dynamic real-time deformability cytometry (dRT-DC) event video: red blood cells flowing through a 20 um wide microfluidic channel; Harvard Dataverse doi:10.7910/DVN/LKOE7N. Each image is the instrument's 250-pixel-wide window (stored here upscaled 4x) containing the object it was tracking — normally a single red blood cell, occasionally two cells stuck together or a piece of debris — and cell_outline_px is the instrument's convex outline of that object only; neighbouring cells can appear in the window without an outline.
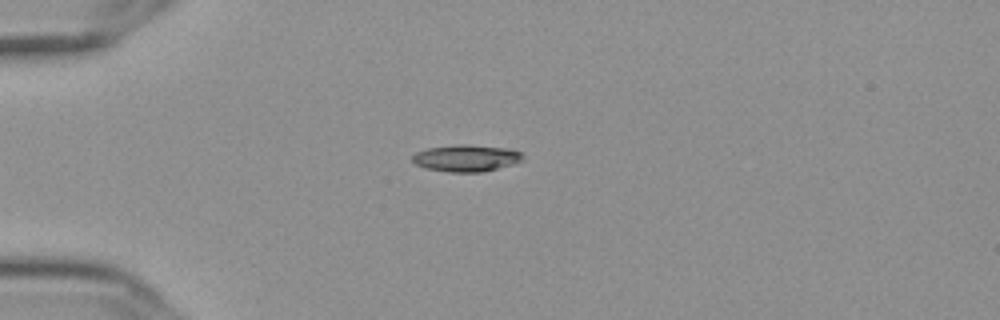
{"species": "Egyptian fruit bat (a non-hibernating species)", "species_latin": "Rousettus aegyptiacus", "temperature_condition": "cold", "stored_images_in_passage": 42, "camera_frame_rate_fps": 3000, "um_per_image_px": 0.085, "frame": {"image": 1, "passage_image": 1, "time_ms": 0.0, "image_size_px": [1000, 320], "cell_outline_px": [[524, 156], [520, 160], [512, 164], [480, 172], [448, 172], [428, 168], [416, 164], [412, 160], [412, 156], [416, 152], [428, 148], [456, 144], [468, 144], [508, 148], [520, 152]], "centroid_in_image_um": [39.61, 13.42], "position_along_channel_um": 45.4, "area_um2": 17.05}}
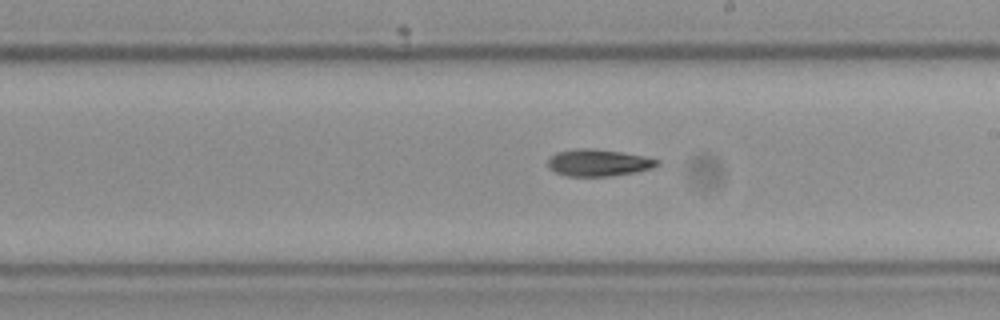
{"frame": {"image": 2, "passage_image": 19, "time_ms": 6.0, "image_size_px": [1000, 320], "cell_outline_px": [[660, 164], [652, 168], [632, 172], [608, 176], [568, 176], [556, 172], [548, 164], [548, 160], [556, 152], [580, 148], [592, 148], [620, 152], [644, 156], [660, 160]], "centroid_in_image_um": [50.88, 13.82], "position_along_channel_um": 238.1, "area_um2": 16.82}}
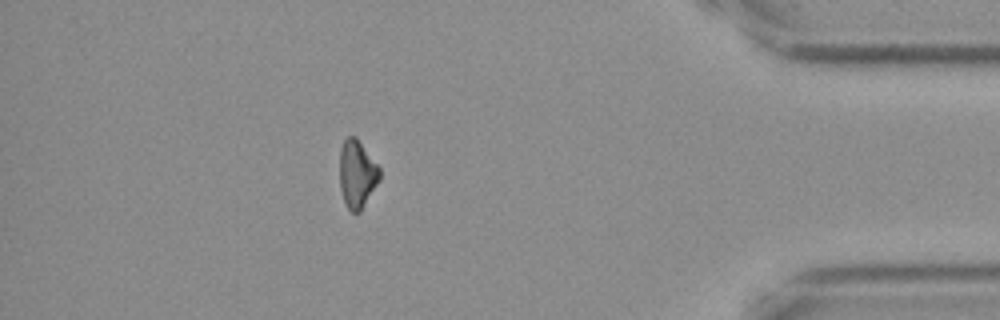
{"frame": {"image": 3, "passage_image": 36, "time_ms": 11.667, "image_size_px": [1000, 320], "cell_outline_px": [[380, 180], [360, 212], [352, 212], [344, 204], [340, 188], [340, 148], [344, 140], [348, 136], [356, 136], [380, 168]], "centroid_in_image_um": [30.35, 14.79], "position_along_channel_um": 404.9, "area_um2": 15.9}, "authors_computed_cell_mechanics": {"area_um2": 16.8198, "velocity_mm_per_s": 3.6242, "shape_relaxation_time_tau1_ms": 5.9181, "shape_relaxation_time_tau2_ms": null, "deformation_change_tau1": 0.131, "deformation_change_tau2": null}}